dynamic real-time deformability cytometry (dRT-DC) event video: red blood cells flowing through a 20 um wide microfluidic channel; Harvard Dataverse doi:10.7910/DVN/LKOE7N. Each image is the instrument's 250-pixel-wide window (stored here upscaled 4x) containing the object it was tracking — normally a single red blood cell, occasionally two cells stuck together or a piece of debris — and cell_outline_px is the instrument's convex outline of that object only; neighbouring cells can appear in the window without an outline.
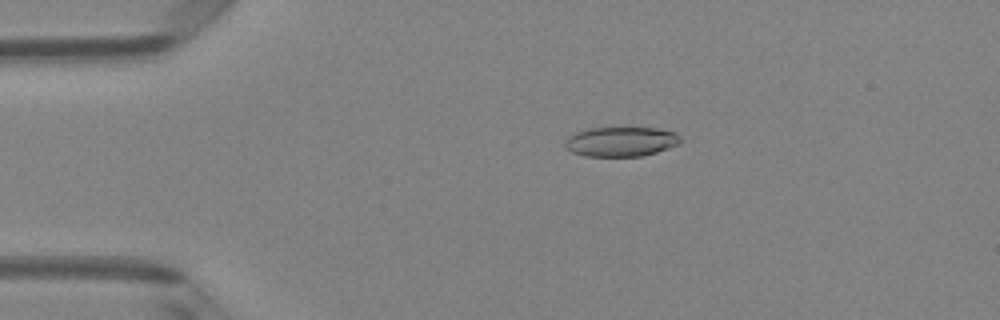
{"species": "Egyptian fruit bat (a non-hibernating species)", "species_latin": "Rousettus aegyptiacus", "temperature_condition": "room temperature", "stored_images_in_passage": 49, "camera_frame_rate_fps": 3000, "um_per_image_px": 0.085, "animal": {"sex": "female"}, "frame": {"image": 1, "passage_image": 10, "time_ms": 3.0, "image_size_px": [1000, 320], "cell_outline_px": [[680, 144], [656, 152], [640, 156], [584, 156], [572, 152], [564, 144], [564, 140], [568, 136], [576, 132], [588, 128], [656, 128], [676, 132], [680, 136]], "centroid_in_image_um": [52.77, 12.03], "position_along_channel_um": 32.2, "area_um2": 19.94}}
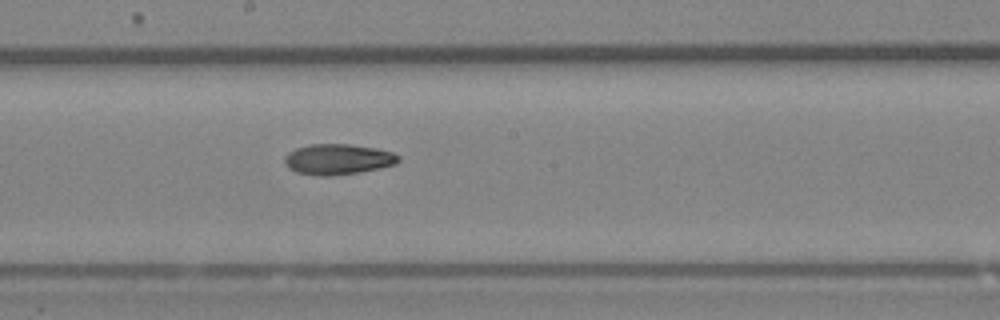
{"frame": {"image": 2, "passage_image": 27, "time_ms": 8.667, "image_size_px": [1000, 320], "cell_outline_px": [[400, 160], [396, 164], [380, 168], [360, 172], [332, 176], [320, 176], [296, 172], [288, 168], [284, 164], [284, 156], [288, 152], [296, 148], [308, 144], [348, 144], [376, 148], [392, 152], [400, 156]], "centroid_in_image_um": [28.7, 13.54], "position_along_channel_um": 219.5, "area_um2": 20.52}}
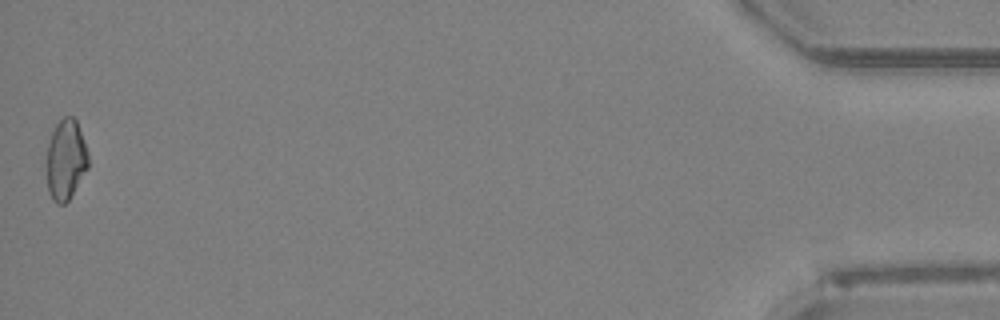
{"frame": {"image": 3, "passage_image": 49, "time_ms": 16.0, "image_size_px": [1000, 320], "cell_outline_px": [[88, 168], [68, 200], [64, 204], [56, 204], [52, 200], [48, 192], [44, 164], [48, 144], [52, 132], [56, 124], [64, 116], [72, 116], [76, 120], [88, 152]], "centroid_in_image_um": [5.54, 13.6], "position_along_channel_um": 429.7, "area_um2": 19.88}, "authors_computed_cell_mechanics": {"area_um2": 19.9988, "velocity_mm_per_s": 4.1397, "shape_relaxation_time_tau1_ms": null, "shape_relaxation_time_tau2_ms": 5.5852, "deformation_change_tau1": null, "deformation_change_tau2": 0.127}}